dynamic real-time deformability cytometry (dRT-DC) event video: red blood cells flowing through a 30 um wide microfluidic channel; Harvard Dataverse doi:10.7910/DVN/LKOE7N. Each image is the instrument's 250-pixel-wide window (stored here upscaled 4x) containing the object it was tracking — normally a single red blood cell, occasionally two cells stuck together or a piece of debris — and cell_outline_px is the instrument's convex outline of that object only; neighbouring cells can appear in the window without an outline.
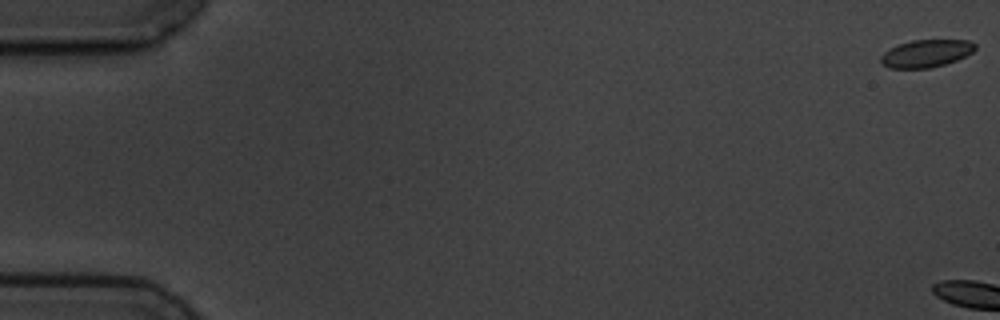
{"species": "common noctule bat (a hibernating species)", "species_latin": "Nyctalus noctula", "temperature_condition": "cold", "stored_images_in_passage": 6, "camera_frame_rate_fps": 3000, "um_per_image_px": 0.085, "animal": {"sex": "male", "body_mass_g": 19.5, "forearm_length_mm": 54.6}, "frame": {"image": 1, "passage_image": 1, "time_ms": 0.0, "image_size_px": [1000, 320], "cell_outline_px": [[976, 48], [972, 52], [956, 60], [944, 64], [928, 68], [888, 68], [880, 64], [880, 56], [888, 48], [912, 40], [968, 40], [976, 44]], "centroid_in_image_um": [78.68, 4.54], "position_along_channel_um": 6.3, "area_um2": 15.14}}